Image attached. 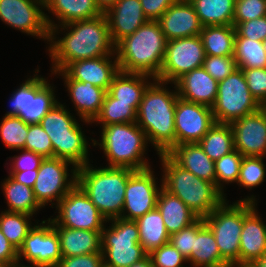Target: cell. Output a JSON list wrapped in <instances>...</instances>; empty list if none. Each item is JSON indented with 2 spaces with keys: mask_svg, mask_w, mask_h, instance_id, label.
Returning a JSON list of instances; mask_svg holds the SVG:
<instances>
[{
  "mask_svg": "<svg viewBox=\"0 0 266 267\" xmlns=\"http://www.w3.org/2000/svg\"><path fill=\"white\" fill-rule=\"evenodd\" d=\"M158 155L163 168L162 187L181 199L199 218L208 216L226 199L214 183L180 167L166 153Z\"/></svg>",
  "mask_w": 266,
  "mask_h": 267,
  "instance_id": "5b68a950",
  "label": "cell"
},
{
  "mask_svg": "<svg viewBox=\"0 0 266 267\" xmlns=\"http://www.w3.org/2000/svg\"><path fill=\"white\" fill-rule=\"evenodd\" d=\"M104 15L115 46L149 21L143 12L140 0H117Z\"/></svg>",
  "mask_w": 266,
  "mask_h": 267,
  "instance_id": "7402d4cb",
  "label": "cell"
},
{
  "mask_svg": "<svg viewBox=\"0 0 266 267\" xmlns=\"http://www.w3.org/2000/svg\"><path fill=\"white\" fill-rule=\"evenodd\" d=\"M130 267H153V266L149 255H147L145 258L139 260L138 262H135Z\"/></svg>",
  "mask_w": 266,
  "mask_h": 267,
  "instance_id": "6f0895ef",
  "label": "cell"
},
{
  "mask_svg": "<svg viewBox=\"0 0 266 267\" xmlns=\"http://www.w3.org/2000/svg\"><path fill=\"white\" fill-rule=\"evenodd\" d=\"M96 6L102 14L110 10L117 2V0H94Z\"/></svg>",
  "mask_w": 266,
  "mask_h": 267,
  "instance_id": "9f6ffc18",
  "label": "cell"
},
{
  "mask_svg": "<svg viewBox=\"0 0 266 267\" xmlns=\"http://www.w3.org/2000/svg\"><path fill=\"white\" fill-rule=\"evenodd\" d=\"M69 165H72L70 166L71 176ZM76 173L77 168L69 161L57 157L44 158L33 186L34 196L39 205L42 208L48 203H51L52 208L54 205L57 206L59 201L77 184ZM69 176L71 178H68Z\"/></svg>",
  "mask_w": 266,
  "mask_h": 267,
  "instance_id": "7c38bea8",
  "label": "cell"
},
{
  "mask_svg": "<svg viewBox=\"0 0 266 267\" xmlns=\"http://www.w3.org/2000/svg\"><path fill=\"white\" fill-rule=\"evenodd\" d=\"M38 1L42 2L43 4H45L47 0H38Z\"/></svg>",
  "mask_w": 266,
  "mask_h": 267,
  "instance_id": "be15d7a7",
  "label": "cell"
},
{
  "mask_svg": "<svg viewBox=\"0 0 266 267\" xmlns=\"http://www.w3.org/2000/svg\"><path fill=\"white\" fill-rule=\"evenodd\" d=\"M140 102L136 123L145 132L157 154L167 153L175 146V109L179 98L175 90H168L167 83L153 80ZM165 86V87H164Z\"/></svg>",
  "mask_w": 266,
  "mask_h": 267,
  "instance_id": "7a4b0ae2",
  "label": "cell"
},
{
  "mask_svg": "<svg viewBox=\"0 0 266 267\" xmlns=\"http://www.w3.org/2000/svg\"><path fill=\"white\" fill-rule=\"evenodd\" d=\"M149 257L153 267H185L186 258L169 242L151 251Z\"/></svg>",
  "mask_w": 266,
  "mask_h": 267,
  "instance_id": "ee69618b",
  "label": "cell"
},
{
  "mask_svg": "<svg viewBox=\"0 0 266 267\" xmlns=\"http://www.w3.org/2000/svg\"><path fill=\"white\" fill-rule=\"evenodd\" d=\"M266 16V0H235L233 22H245Z\"/></svg>",
  "mask_w": 266,
  "mask_h": 267,
  "instance_id": "7dc6e473",
  "label": "cell"
},
{
  "mask_svg": "<svg viewBox=\"0 0 266 267\" xmlns=\"http://www.w3.org/2000/svg\"><path fill=\"white\" fill-rule=\"evenodd\" d=\"M177 165L198 178L215 184V164L199 143H184L172 147L166 153Z\"/></svg>",
  "mask_w": 266,
  "mask_h": 267,
  "instance_id": "484cf974",
  "label": "cell"
},
{
  "mask_svg": "<svg viewBox=\"0 0 266 267\" xmlns=\"http://www.w3.org/2000/svg\"><path fill=\"white\" fill-rule=\"evenodd\" d=\"M236 29L235 37H245L257 41L266 38V16L245 22H233Z\"/></svg>",
  "mask_w": 266,
  "mask_h": 267,
  "instance_id": "c3c4849f",
  "label": "cell"
},
{
  "mask_svg": "<svg viewBox=\"0 0 266 267\" xmlns=\"http://www.w3.org/2000/svg\"><path fill=\"white\" fill-rule=\"evenodd\" d=\"M2 190L10 212H20L33 216L42 207L36 201L33 188L15 181L10 175L2 182Z\"/></svg>",
  "mask_w": 266,
  "mask_h": 267,
  "instance_id": "d6a6232c",
  "label": "cell"
},
{
  "mask_svg": "<svg viewBox=\"0 0 266 267\" xmlns=\"http://www.w3.org/2000/svg\"><path fill=\"white\" fill-rule=\"evenodd\" d=\"M110 57L114 58V60ZM62 71L72 80L90 82L107 92L114 77L119 73L120 68L117 62V56L109 55L94 59L73 61Z\"/></svg>",
  "mask_w": 266,
  "mask_h": 267,
  "instance_id": "ffe728a7",
  "label": "cell"
},
{
  "mask_svg": "<svg viewBox=\"0 0 266 267\" xmlns=\"http://www.w3.org/2000/svg\"><path fill=\"white\" fill-rule=\"evenodd\" d=\"M20 84L10 97L12 107L5 115H16L26 124H38L48 111L58 103L54 93V86L48 83L46 78L37 75ZM47 80V81H46Z\"/></svg>",
  "mask_w": 266,
  "mask_h": 267,
  "instance_id": "8fae6325",
  "label": "cell"
},
{
  "mask_svg": "<svg viewBox=\"0 0 266 267\" xmlns=\"http://www.w3.org/2000/svg\"><path fill=\"white\" fill-rule=\"evenodd\" d=\"M40 125L50 137L53 157L69 161L76 168L90 163L87 137L64 104L56 103L41 119Z\"/></svg>",
  "mask_w": 266,
  "mask_h": 267,
  "instance_id": "52a82bcc",
  "label": "cell"
},
{
  "mask_svg": "<svg viewBox=\"0 0 266 267\" xmlns=\"http://www.w3.org/2000/svg\"><path fill=\"white\" fill-rule=\"evenodd\" d=\"M177 0H140L148 20L157 21Z\"/></svg>",
  "mask_w": 266,
  "mask_h": 267,
  "instance_id": "f5cc1de1",
  "label": "cell"
},
{
  "mask_svg": "<svg viewBox=\"0 0 266 267\" xmlns=\"http://www.w3.org/2000/svg\"><path fill=\"white\" fill-rule=\"evenodd\" d=\"M198 143L212 161L219 160L234 150L231 125L215 122Z\"/></svg>",
  "mask_w": 266,
  "mask_h": 267,
  "instance_id": "d590c367",
  "label": "cell"
},
{
  "mask_svg": "<svg viewBox=\"0 0 266 267\" xmlns=\"http://www.w3.org/2000/svg\"><path fill=\"white\" fill-rule=\"evenodd\" d=\"M237 68H266V52L263 41L235 37L234 55Z\"/></svg>",
  "mask_w": 266,
  "mask_h": 267,
  "instance_id": "8d00e7d4",
  "label": "cell"
},
{
  "mask_svg": "<svg viewBox=\"0 0 266 267\" xmlns=\"http://www.w3.org/2000/svg\"><path fill=\"white\" fill-rule=\"evenodd\" d=\"M91 140L102 148L108 167L144 170L151 166L144 156L148 139L136 122L103 126L100 142Z\"/></svg>",
  "mask_w": 266,
  "mask_h": 267,
  "instance_id": "8992f818",
  "label": "cell"
},
{
  "mask_svg": "<svg viewBox=\"0 0 266 267\" xmlns=\"http://www.w3.org/2000/svg\"><path fill=\"white\" fill-rule=\"evenodd\" d=\"M169 242L187 259L194 249L195 222L170 235Z\"/></svg>",
  "mask_w": 266,
  "mask_h": 267,
  "instance_id": "681fc988",
  "label": "cell"
},
{
  "mask_svg": "<svg viewBox=\"0 0 266 267\" xmlns=\"http://www.w3.org/2000/svg\"><path fill=\"white\" fill-rule=\"evenodd\" d=\"M175 146L198 143L215 124L212 108L178 98L175 109Z\"/></svg>",
  "mask_w": 266,
  "mask_h": 267,
  "instance_id": "ac0fdd59",
  "label": "cell"
},
{
  "mask_svg": "<svg viewBox=\"0 0 266 267\" xmlns=\"http://www.w3.org/2000/svg\"><path fill=\"white\" fill-rule=\"evenodd\" d=\"M18 262V250L8 241L0 229V267Z\"/></svg>",
  "mask_w": 266,
  "mask_h": 267,
  "instance_id": "db71d44e",
  "label": "cell"
},
{
  "mask_svg": "<svg viewBox=\"0 0 266 267\" xmlns=\"http://www.w3.org/2000/svg\"><path fill=\"white\" fill-rule=\"evenodd\" d=\"M23 262H15V263H12L11 265H9L8 267H44V266H38V265H31V264H29V265H24V264H22Z\"/></svg>",
  "mask_w": 266,
  "mask_h": 267,
  "instance_id": "91938a15",
  "label": "cell"
},
{
  "mask_svg": "<svg viewBox=\"0 0 266 267\" xmlns=\"http://www.w3.org/2000/svg\"><path fill=\"white\" fill-rule=\"evenodd\" d=\"M240 69L245 75L250 93L263 107L266 104V68Z\"/></svg>",
  "mask_w": 266,
  "mask_h": 267,
  "instance_id": "bcb514c9",
  "label": "cell"
},
{
  "mask_svg": "<svg viewBox=\"0 0 266 267\" xmlns=\"http://www.w3.org/2000/svg\"><path fill=\"white\" fill-rule=\"evenodd\" d=\"M156 207L161 212L170 235L191 225L199 218L181 199L163 187L158 194Z\"/></svg>",
  "mask_w": 266,
  "mask_h": 267,
  "instance_id": "f546056e",
  "label": "cell"
},
{
  "mask_svg": "<svg viewBox=\"0 0 266 267\" xmlns=\"http://www.w3.org/2000/svg\"><path fill=\"white\" fill-rule=\"evenodd\" d=\"M228 267H254L251 263H234L230 264Z\"/></svg>",
  "mask_w": 266,
  "mask_h": 267,
  "instance_id": "94428289",
  "label": "cell"
},
{
  "mask_svg": "<svg viewBox=\"0 0 266 267\" xmlns=\"http://www.w3.org/2000/svg\"><path fill=\"white\" fill-rule=\"evenodd\" d=\"M56 229L62 257L81 256L101 251V231L71 229L57 226Z\"/></svg>",
  "mask_w": 266,
  "mask_h": 267,
  "instance_id": "f1b7e54d",
  "label": "cell"
},
{
  "mask_svg": "<svg viewBox=\"0 0 266 267\" xmlns=\"http://www.w3.org/2000/svg\"><path fill=\"white\" fill-rule=\"evenodd\" d=\"M261 107L250 93L242 69L237 68L218 82L217 98L211 108L216 123L231 124Z\"/></svg>",
  "mask_w": 266,
  "mask_h": 267,
  "instance_id": "30bf717a",
  "label": "cell"
},
{
  "mask_svg": "<svg viewBox=\"0 0 266 267\" xmlns=\"http://www.w3.org/2000/svg\"><path fill=\"white\" fill-rule=\"evenodd\" d=\"M152 168L136 170L128 179L125 190L122 218L137 220L149 211L156 208L160 188Z\"/></svg>",
  "mask_w": 266,
  "mask_h": 267,
  "instance_id": "e0dca14e",
  "label": "cell"
},
{
  "mask_svg": "<svg viewBox=\"0 0 266 267\" xmlns=\"http://www.w3.org/2000/svg\"><path fill=\"white\" fill-rule=\"evenodd\" d=\"M234 149L244 157L266 155V109L246 115L231 124Z\"/></svg>",
  "mask_w": 266,
  "mask_h": 267,
  "instance_id": "d6986e66",
  "label": "cell"
},
{
  "mask_svg": "<svg viewBox=\"0 0 266 267\" xmlns=\"http://www.w3.org/2000/svg\"><path fill=\"white\" fill-rule=\"evenodd\" d=\"M179 98L212 107L217 98L218 82L201 66L185 73L175 83Z\"/></svg>",
  "mask_w": 266,
  "mask_h": 267,
  "instance_id": "cb8c5ba5",
  "label": "cell"
},
{
  "mask_svg": "<svg viewBox=\"0 0 266 267\" xmlns=\"http://www.w3.org/2000/svg\"><path fill=\"white\" fill-rule=\"evenodd\" d=\"M56 267H104L103 253L62 257Z\"/></svg>",
  "mask_w": 266,
  "mask_h": 267,
  "instance_id": "f907efd6",
  "label": "cell"
},
{
  "mask_svg": "<svg viewBox=\"0 0 266 267\" xmlns=\"http://www.w3.org/2000/svg\"><path fill=\"white\" fill-rule=\"evenodd\" d=\"M256 206L244 217L240 235L239 263H253L266 253V224Z\"/></svg>",
  "mask_w": 266,
  "mask_h": 267,
  "instance_id": "d4e9b609",
  "label": "cell"
},
{
  "mask_svg": "<svg viewBox=\"0 0 266 267\" xmlns=\"http://www.w3.org/2000/svg\"><path fill=\"white\" fill-rule=\"evenodd\" d=\"M150 78L155 80L150 75L119 71L107 92L113 98L117 99V102L130 103L138 111L143 94L152 83L149 81L151 80Z\"/></svg>",
  "mask_w": 266,
  "mask_h": 267,
  "instance_id": "4dcf8cb0",
  "label": "cell"
},
{
  "mask_svg": "<svg viewBox=\"0 0 266 267\" xmlns=\"http://www.w3.org/2000/svg\"><path fill=\"white\" fill-rule=\"evenodd\" d=\"M61 30L67 32L64 37L58 39L56 34ZM48 42L47 50L53 66L52 74L62 71L73 61L116 55L115 45L111 40L108 22L104 14L92 19L53 26L49 31Z\"/></svg>",
  "mask_w": 266,
  "mask_h": 267,
  "instance_id": "6da1fadb",
  "label": "cell"
},
{
  "mask_svg": "<svg viewBox=\"0 0 266 267\" xmlns=\"http://www.w3.org/2000/svg\"><path fill=\"white\" fill-rule=\"evenodd\" d=\"M137 111L130 103L117 102L108 92H106L99 114L91 123L108 126L111 124H122L136 122Z\"/></svg>",
  "mask_w": 266,
  "mask_h": 267,
  "instance_id": "74e56055",
  "label": "cell"
},
{
  "mask_svg": "<svg viewBox=\"0 0 266 267\" xmlns=\"http://www.w3.org/2000/svg\"><path fill=\"white\" fill-rule=\"evenodd\" d=\"M201 25H233L235 0H189Z\"/></svg>",
  "mask_w": 266,
  "mask_h": 267,
  "instance_id": "836d02e7",
  "label": "cell"
},
{
  "mask_svg": "<svg viewBox=\"0 0 266 267\" xmlns=\"http://www.w3.org/2000/svg\"><path fill=\"white\" fill-rule=\"evenodd\" d=\"M202 67L219 82L235 71L237 64L233 56L206 55Z\"/></svg>",
  "mask_w": 266,
  "mask_h": 267,
  "instance_id": "f6af8a7d",
  "label": "cell"
},
{
  "mask_svg": "<svg viewBox=\"0 0 266 267\" xmlns=\"http://www.w3.org/2000/svg\"><path fill=\"white\" fill-rule=\"evenodd\" d=\"M30 219L32 216L25 213L6 210L0 213V229L17 250L22 246L24 239L34 226Z\"/></svg>",
  "mask_w": 266,
  "mask_h": 267,
  "instance_id": "f35d334b",
  "label": "cell"
},
{
  "mask_svg": "<svg viewBox=\"0 0 266 267\" xmlns=\"http://www.w3.org/2000/svg\"><path fill=\"white\" fill-rule=\"evenodd\" d=\"M191 267H228L221 257L215 236L203 218L195 221V244L191 255L186 259Z\"/></svg>",
  "mask_w": 266,
  "mask_h": 267,
  "instance_id": "4316f807",
  "label": "cell"
},
{
  "mask_svg": "<svg viewBox=\"0 0 266 267\" xmlns=\"http://www.w3.org/2000/svg\"><path fill=\"white\" fill-rule=\"evenodd\" d=\"M22 246L18 250V261L29 264L56 267L62 258L59 237L52 226L51 218L38 224L35 220ZM23 257V258H22Z\"/></svg>",
  "mask_w": 266,
  "mask_h": 267,
  "instance_id": "9a60e30c",
  "label": "cell"
},
{
  "mask_svg": "<svg viewBox=\"0 0 266 267\" xmlns=\"http://www.w3.org/2000/svg\"><path fill=\"white\" fill-rule=\"evenodd\" d=\"M263 48H264V50L266 52V38L263 40Z\"/></svg>",
  "mask_w": 266,
  "mask_h": 267,
  "instance_id": "6125c7cd",
  "label": "cell"
},
{
  "mask_svg": "<svg viewBox=\"0 0 266 267\" xmlns=\"http://www.w3.org/2000/svg\"><path fill=\"white\" fill-rule=\"evenodd\" d=\"M256 205L254 195L237 200L230 205L225 199L208 216L203 218L215 236L221 257L229 265L239 263L243 219Z\"/></svg>",
  "mask_w": 266,
  "mask_h": 267,
  "instance_id": "ba28073f",
  "label": "cell"
},
{
  "mask_svg": "<svg viewBox=\"0 0 266 267\" xmlns=\"http://www.w3.org/2000/svg\"><path fill=\"white\" fill-rule=\"evenodd\" d=\"M19 156L12 157V163L10 164V171H31L39 169L44 157L40 154L21 149ZM14 158V159H13Z\"/></svg>",
  "mask_w": 266,
  "mask_h": 267,
  "instance_id": "816d5d0a",
  "label": "cell"
},
{
  "mask_svg": "<svg viewBox=\"0 0 266 267\" xmlns=\"http://www.w3.org/2000/svg\"><path fill=\"white\" fill-rule=\"evenodd\" d=\"M8 173L18 183H22L26 186L33 188L37 178L38 169L31 171H10Z\"/></svg>",
  "mask_w": 266,
  "mask_h": 267,
  "instance_id": "11a10c76",
  "label": "cell"
},
{
  "mask_svg": "<svg viewBox=\"0 0 266 267\" xmlns=\"http://www.w3.org/2000/svg\"><path fill=\"white\" fill-rule=\"evenodd\" d=\"M25 150L40 154L44 158L53 157V146L50 137L40 123L28 124Z\"/></svg>",
  "mask_w": 266,
  "mask_h": 267,
  "instance_id": "7bdbcfd3",
  "label": "cell"
},
{
  "mask_svg": "<svg viewBox=\"0 0 266 267\" xmlns=\"http://www.w3.org/2000/svg\"><path fill=\"white\" fill-rule=\"evenodd\" d=\"M167 40L158 21H147L115 46L120 71L156 78L162 68Z\"/></svg>",
  "mask_w": 266,
  "mask_h": 267,
  "instance_id": "3957f363",
  "label": "cell"
},
{
  "mask_svg": "<svg viewBox=\"0 0 266 267\" xmlns=\"http://www.w3.org/2000/svg\"><path fill=\"white\" fill-rule=\"evenodd\" d=\"M236 29L233 25L204 26L200 33L206 55L233 56Z\"/></svg>",
  "mask_w": 266,
  "mask_h": 267,
  "instance_id": "e575fe53",
  "label": "cell"
},
{
  "mask_svg": "<svg viewBox=\"0 0 266 267\" xmlns=\"http://www.w3.org/2000/svg\"><path fill=\"white\" fill-rule=\"evenodd\" d=\"M56 210L58 215L51 220L65 228L102 231L107 222L78 184L59 201Z\"/></svg>",
  "mask_w": 266,
  "mask_h": 267,
  "instance_id": "5bb4252c",
  "label": "cell"
},
{
  "mask_svg": "<svg viewBox=\"0 0 266 267\" xmlns=\"http://www.w3.org/2000/svg\"><path fill=\"white\" fill-rule=\"evenodd\" d=\"M53 74L62 76L65 79L66 91H68V95H70L81 121L86 124H92L91 122L99 114L106 91L90 82L72 80L63 71H56Z\"/></svg>",
  "mask_w": 266,
  "mask_h": 267,
  "instance_id": "603a6c76",
  "label": "cell"
},
{
  "mask_svg": "<svg viewBox=\"0 0 266 267\" xmlns=\"http://www.w3.org/2000/svg\"><path fill=\"white\" fill-rule=\"evenodd\" d=\"M135 221L139 231V243L148 254L169 243L170 234L157 207Z\"/></svg>",
  "mask_w": 266,
  "mask_h": 267,
  "instance_id": "1f68e13d",
  "label": "cell"
},
{
  "mask_svg": "<svg viewBox=\"0 0 266 267\" xmlns=\"http://www.w3.org/2000/svg\"><path fill=\"white\" fill-rule=\"evenodd\" d=\"M28 124L16 115H5L0 123L2 142L11 150L25 149Z\"/></svg>",
  "mask_w": 266,
  "mask_h": 267,
  "instance_id": "ab89813d",
  "label": "cell"
},
{
  "mask_svg": "<svg viewBox=\"0 0 266 267\" xmlns=\"http://www.w3.org/2000/svg\"><path fill=\"white\" fill-rule=\"evenodd\" d=\"M44 4L38 0H0V20L37 38L49 41Z\"/></svg>",
  "mask_w": 266,
  "mask_h": 267,
  "instance_id": "2e32d148",
  "label": "cell"
},
{
  "mask_svg": "<svg viewBox=\"0 0 266 267\" xmlns=\"http://www.w3.org/2000/svg\"><path fill=\"white\" fill-rule=\"evenodd\" d=\"M107 222L111 226L101 231L104 267H130L148 255L139 243L136 221L114 218Z\"/></svg>",
  "mask_w": 266,
  "mask_h": 267,
  "instance_id": "9c48e42d",
  "label": "cell"
},
{
  "mask_svg": "<svg viewBox=\"0 0 266 267\" xmlns=\"http://www.w3.org/2000/svg\"><path fill=\"white\" fill-rule=\"evenodd\" d=\"M252 265L254 267H266V253L262 255L260 258L256 259Z\"/></svg>",
  "mask_w": 266,
  "mask_h": 267,
  "instance_id": "680465c9",
  "label": "cell"
},
{
  "mask_svg": "<svg viewBox=\"0 0 266 267\" xmlns=\"http://www.w3.org/2000/svg\"><path fill=\"white\" fill-rule=\"evenodd\" d=\"M44 10L52 13L58 20V24L45 14L48 28L62 26L78 20H86L98 17L102 13L96 6L94 0H47Z\"/></svg>",
  "mask_w": 266,
  "mask_h": 267,
  "instance_id": "83f0119b",
  "label": "cell"
},
{
  "mask_svg": "<svg viewBox=\"0 0 266 267\" xmlns=\"http://www.w3.org/2000/svg\"><path fill=\"white\" fill-rule=\"evenodd\" d=\"M157 21L167 41L200 35L203 28L189 0H177Z\"/></svg>",
  "mask_w": 266,
  "mask_h": 267,
  "instance_id": "44dd1931",
  "label": "cell"
},
{
  "mask_svg": "<svg viewBox=\"0 0 266 267\" xmlns=\"http://www.w3.org/2000/svg\"><path fill=\"white\" fill-rule=\"evenodd\" d=\"M206 54L200 35L167 41L158 81L174 84L185 73L201 67Z\"/></svg>",
  "mask_w": 266,
  "mask_h": 267,
  "instance_id": "4fadbf2b",
  "label": "cell"
},
{
  "mask_svg": "<svg viewBox=\"0 0 266 267\" xmlns=\"http://www.w3.org/2000/svg\"><path fill=\"white\" fill-rule=\"evenodd\" d=\"M91 165L87 163L77 168V184L106 220L122 218L128 179L136 170Z\"/></svg>",
  "mask_w": 266,
  "mask_h": 267,
  "instance_id": "277c9868",
  "label": "cell"
},
{
  "mask_svg": "<svg viewBox=\"0 0 266 267\" xmlns=\"http://www.w3.org/2000/svg\"><path fill=\"white\" fill-rule=\"evenodd\" d=\"M263 158L255 156L243 157L237 181L240 187L252 190V188L261 185L265 181L266 165L263 163Z\"/></svg>",
  "mask_w": 266,
  "mask_h": 267,
  "instance_id": "b9f144b4",
  "label": "cell"
},
{
  "mask_svg": "<svg viewBox=\"0 0 266 267\" xmlns=\"http://www.w3.org/2000/svg\"><path fill=\"white\" fill-rule=\"evenodd\" d=\"M243 157L244 156L240 152L234 149L233 151L229 152L228 154H225L222 158L214 162L216 175L215 186L224 195V183H237Z\"/></svg>",
  "mask_w": 266,
  "mask_h": 267,
  "instance_id": "60d3db41",
  "label": "cell"
}]
</instances>
